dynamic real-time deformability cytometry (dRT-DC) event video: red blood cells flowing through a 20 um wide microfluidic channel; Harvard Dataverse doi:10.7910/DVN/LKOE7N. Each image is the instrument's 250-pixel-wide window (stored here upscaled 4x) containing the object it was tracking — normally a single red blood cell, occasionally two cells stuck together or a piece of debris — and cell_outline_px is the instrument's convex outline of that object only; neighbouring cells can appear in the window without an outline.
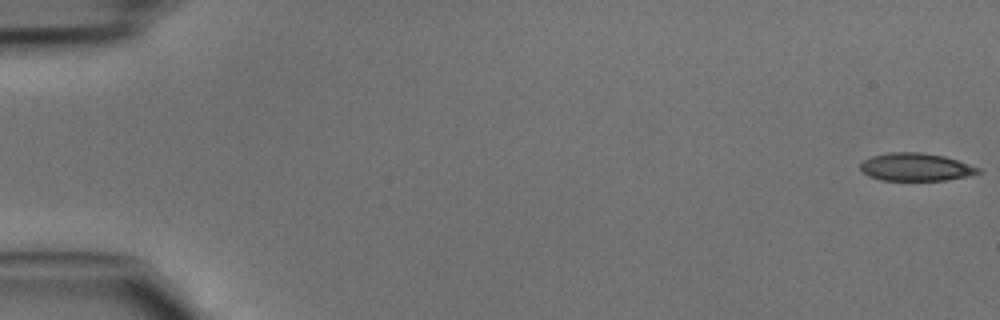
{"species": "common noctule bat (a hibernating species)", "species_latin": "Nyctalus noctula", "temperature_condition": "cold", "stored_images_in_passage": 46, "camera_frame_rate_fps": 3000, "um_per_image_px": 0.085, "animal": {"sex": "male", "body_mass_g": 15.6}, "frame": {"image": 1, "passage_image": 1, "time_ms": 0.0, "image_size_px": [1000, 320], "cell_outline_px": [[980, 172], [972, 176], [944, 180], [880, 180], [868, 176], [860, 168], [860, 164], [864, 160], [872, 156], [888, 152], [920, 152], [944, 156], [980, 168]], "centroid_in_image_um": [77.84, 14.2], "position_along_channel_um": 7.2, "area_um2": 19.07}}
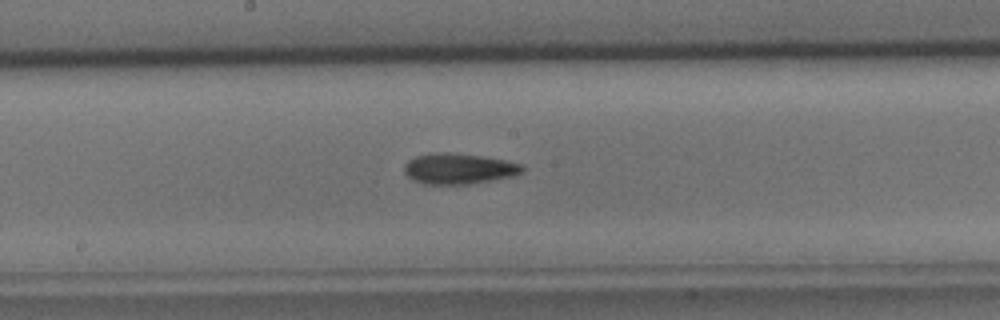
{"frame": {"image": 2, "passage_image": 25, "time_ms": 8.0, "image_size_px": [1000, 320], "cell_outline_px": [[524, 172], [516, 176], [468, 184], [424, 184], [412, 180], [404, 172], [404, 164], [408, 160], [416, 156], [432, 152], [452, 152], [480, 156], [504, 160], [524, 164]], "centroid_in_image_um": [39.0, 14.33], "position_along_channel_um": 209.2, "area_um2": 21.39}}
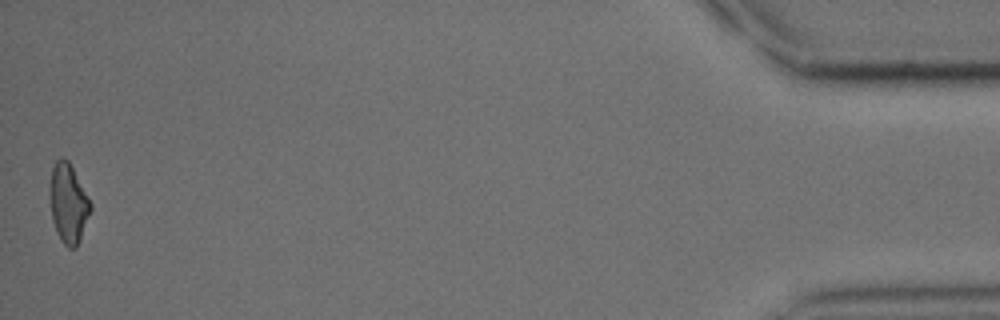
{"frame": {"image": 3, "passage_image": 46, "time_ms": 15.0, "image_size_px": [1000, 320], "cell_outline_px": [[92, 208], [80, 240], [76, 248], [68, 248], [60, 240], [56, 232], [52, 220], [48, 192], [48, 188], [52, 168], [56, 160], [60, 156], [68, 160], [88, 196], [92, 204]], "centroid_in_image_um": [5.78, 17.28], "position_along_channel_um": 429.4, "area_um2": 19.13}}